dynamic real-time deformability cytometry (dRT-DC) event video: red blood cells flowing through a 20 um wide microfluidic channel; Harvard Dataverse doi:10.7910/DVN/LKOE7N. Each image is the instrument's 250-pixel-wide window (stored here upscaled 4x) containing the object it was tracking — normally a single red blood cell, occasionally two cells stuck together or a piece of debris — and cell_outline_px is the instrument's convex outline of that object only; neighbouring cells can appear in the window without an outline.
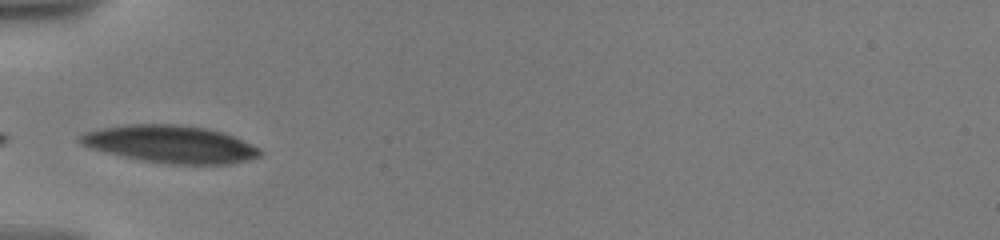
{"species": "human", "species_latin": "Homo sapiens", "temperature_condition": "warm", "stored_images_in_passage": 37, "camera_frame_rate_fps": 3000, "um_per_image_px": 0.085, "donor": {"sex": "male"}, "frame": {"image": 1, "passage_image": 1, "time_ms": 0.0, "image_size_px": [1000, 240], "cell_outline_px": [[264, 152], [260, 156], [248, 160], [228, 164], [172, 164], [140, 160], [92, 148], [80, 144], [76, 140], [84, 132], [100, 128], [124, 124], [176, 124], [208, 128], [224, 132]], "centroid_in_image_um": [14.45, 12.24], "position_along_channel_um": 70.5, "area_um2": 39.02}}
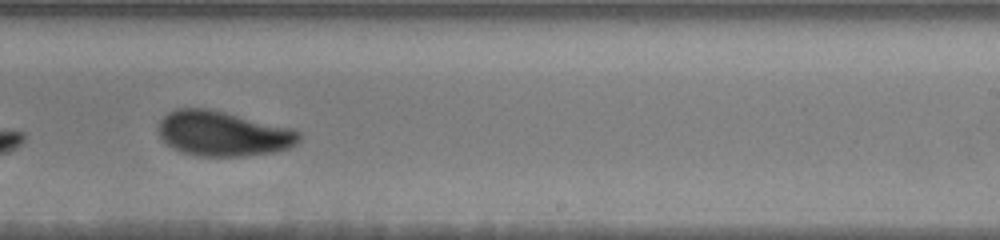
{"frame": {"image": 2, "passage_image": 16, "time_ms": 5.667, "image_size_px": [1000, 240], "cell_outline_px": [[300, 140], [296, 144], [288, 148], [276, 152], [244, 156], [196, 156], [180, 152], [164, 144], [156, 132], [156, 128], [160, 120], [168, 112], [176, 108], [208, 108], [292, 128], [300, 132]], "centroid_in_image_um": [18.9, 11.36], "position_along_channel_um": 270.1, "area_um2": 37.4}}
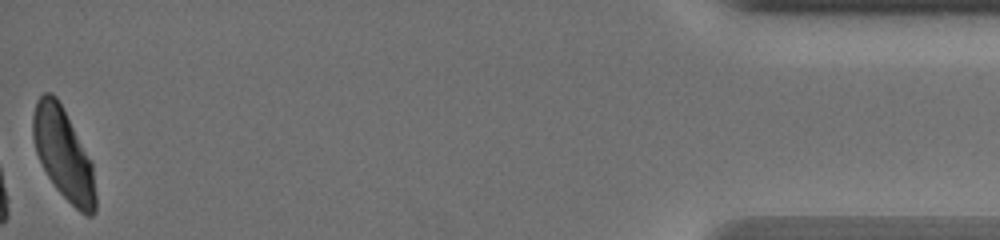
{"frame": {"image": 3, "passage_image": 37, "time_ms": 12.333, "image_size_px": [1000, 240], "cell_outline_px": [[96, 212], [92, 216], [88, 216], [80, 212], [56, 188], [48, 176], [36, 152], [32, 136], [32, 116], [36, 100], [44, 92], [52, 92], [56, 96], [92, 164], [96, 196]], "centroid_in_image_um": [5.37, 13.1], "position_along_channel_um": 429.8, "area_um2": 32.66}, "authors_computed_cell_mechanics": {"area_um2": 37.281, "velocity_mm_per_s": 3.5542, "shape_relaxation_time_tau1_ms": 3.6595, "shape_relaxation_time_tau2_ms": 1.9921, "deformation_change_tau1": 0.1448, "deformation_change_tau2": 0.0658}}